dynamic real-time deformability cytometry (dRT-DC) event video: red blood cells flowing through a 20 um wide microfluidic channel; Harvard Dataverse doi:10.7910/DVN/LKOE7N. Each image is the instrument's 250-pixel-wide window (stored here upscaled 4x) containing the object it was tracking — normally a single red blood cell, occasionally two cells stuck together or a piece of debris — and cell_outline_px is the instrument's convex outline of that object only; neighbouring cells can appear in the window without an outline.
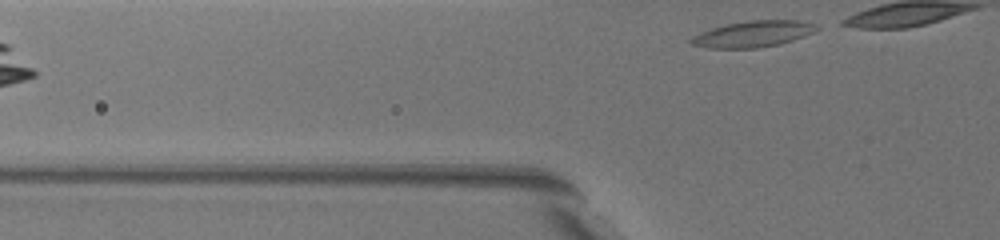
{"species": "common noctule bat (a hibernating species)", "species_latin": "Nyctalus noctula", "temperature_condition": "warm", "stored_images_in_passage": 2, "camera_frame_rate_fps": 3000, "um_per_image_px": 0.085, "animal": {"sex": "female", "body_mass_g": 19.5, "forearm_length_mm": 54.1}, "frame": {"image": 1, "passage_image": 2, "time_ms": 0.333, "image_size_px": [1000, 240], "cell_outline_px": [[656, 212], [644, 208], [600, 168], [592, 156], [588, 148], [592, 144], [620, 152], [644, 180], [652, 192], [656, 204]], "centroid_in_image_um": [53.03, 14.9], "position_along_channel_um": 72.8, "area_um2": 12.31}}